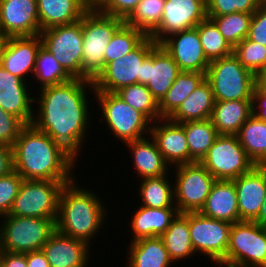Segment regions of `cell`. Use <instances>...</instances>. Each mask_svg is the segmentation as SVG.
I'll list each match as a JSON object with an SVG mask.
<instances>
[{
    "label": "cell",
    "mask_w": 266,
    "mask_h": 267,
    "mask_svg": "<svg viewBox=\"0 0 266 267\" xmlns=\"http://www.w3.org/2000/svg\"><path fill=\"white\" fill-rule=\"evenodd\" d=\"M37 91L31 124L50 136L55 146L74 165L78 164V157L85 146L83 143L90 135L91 120H94L90 118L94 109L89 107L95 106H92L95 100L89 98L91 93L93 97L95 93L93 81L72 78L58 85L38 87Z\"/></svg>",
    "instance_id": "1"
},
{
    "label": "cell",
    "mask_w": 266,
    "mask_h": 267,
    "mask_svg": "<svg viewBox=\"0 0 266 267\" xmlns=\"http://www.w3.org/2000/svg\"><path fill=\"white\" fill-rule=\"evenodd\" d=\"M13 168L26 180L73 181L74 165L45 132L26 125L12 146ZM75 167V168H74Z\"/></svg>",
    "instance_id": "2"
},
{
    "label": "cell",
    "mask_w": 266,
    "mask_h": 267,
    "mask_svg": "<svg viewBox=\"0 0 266 267\" xmlns=\"http://www.w3.org/2000/svg\"><path fill=\"white\" fill-rule=\"evenodd\" d=\"M76 179L61 190L55 222L56 230L93 246L92 240H96L100 232L105 229L110 214L99 193L90 188H83Z\"/></svg>",
    "instance_id": "3"
},
{
    "label": "cell",
    "mask_w": 266,
    "mask_h": 267,
    "mask_svg": "<svg viewBox=\"0 0 266 267\" xmlns=\"http://www.w3.org/2000/svg\"><path fill=\"white\" fill-rule=\"evenodd\" d=\"M124 19L88 10L82 16V79L94 81L105 68L104 53Z\"/></svg>",
    "instance_id": "4"
},
{
    "label": "cell",
    "mask_w": 266,
    "mask_h": 267,
    "mask_svg": "<svg viewBox=\"0 0 266 267\" xmlns=\"http://www.w3.org/2000/svg\"><path fill=\"white\" fill-rule=\"evenodd\" d=\"M97 114L102 117L103 126L114 139L123 144L148 136L152 122L141 112L124 102L116 93L95 92ZM99 107V110H98ZM148 133V134H147Z\"/></svg>",
    "instance_id": "5"
},
{
    "label": "cell",
    "mask_w": 266,
    "mask_h": 267,
    "mask_svg": "<svg viewBox=\"0 0 266 267\" xmlns=\"http://www.w3.org/2000/svg\"><path fill=\"white\" fill-rule=\"evenodd\" d=\"M56 219L9 214L0 218L1 251L25 254L41 250L56 230Z\"/></svg>",
    "instance_id": "6"
},
{
    "label": "cell",
    "mask_w": 266,
    "mask_h": 267,
    "mask_svg": "<svg viewBox=\"0 0 266 267\" xmlns=\"http://www.w3.org/2000/svg\"><path fill=\"white\" fill-rule=\"evenodd\" d=\"M215 101L252 100L255 75L232 54L210 61L206 72Z\"/></svg>",
    "instance_id": "7"
},
{
    "label": "cell",
    "mask_w": 266,
    "mask_h": 267,
    "mask_svg": "<svg viewBox=\"0 0 266 267\" xmlns=\"http://www.w3.org/2000/svg\"><path fill=\"white\" fill-rule=\"evenodd\" d=\"M70 182L23 179L9 215L57 218L61 190Z\"/></svg>",
    "instance_id": "8"
},
{
    "label": "cell",
    "mask_w": 266,
    "mask_h": 267,
    "mask_svg": "<svg viewBox=\"0 0 266 267\" xmlns=\"http://www.w3.org/2000/svg\"><path fill=\"white\" fill-rule=\"evenodd\" d=\"M226 267H266V227L253 221L233 223Z\"/></svg>",
    "instance_id": "9"
},
{
    "label": "cell",
    "mask_w": 266,
    "mask_h": 267,
    "mask_svg": "<svg viewBox=\"0 0 266 267\" xmlns=\"http://www.w3.org/2000/svg\"><path fill=\"white\" fill-rule=\"evenodd\" d=\"M231 223L207 217L200 212H188V226L192 247L197 255H204L215 267H226Z\"/></svg>",
    "instance_id": "10"
},
{
    "label": "cell",
    "mask_w": 266,
    "mask_h": 267,
    "mask_svg": "<svg viewBox=\"0 0 266 267\" xmlns=\"http://www.w3.org/2000/svg\"><path fill=\"white\" fill-rule=\"evenodd\" d=\"M174 178V202L179 213L199 212L204 206L215 178L200 163L171 167ZM176 169V170H175Z\"/></svg>",
    "instance_id": "11"
},
{
    "label": "cell",
    "mask_w": 266,
    "mask_h": 267,
    "mask_svg": "<svg viewBox=\"0 0 266 267\" xmlns=\"http://www.w3.org/2000/svg\"><path fill=\"white\" fill-rule=\"evenodd\" d=\"M42 47L56 57L72 77L82 79V18L74 23L55 26L40 32Z\"/></svg>",
    "instance_id": "12"
},
{
    "label": "cell",
    "mask_w": 266,
    "mask_h": 267,
    "mask_svg": "<svg viewBox=\"0 0 266 267\" xmlns=\"http://www.w3.org/2000/svg\"><path fill=\"white\" fill-rule=\"evenodd\" d=\"M200 163L216 180L226 181L235 180L255 166L237 135H219Z\"/></svg>",
    "instance_id": "13"
},
{
    "label": "cell",
    "mask_w": 266,
    "mask_h": 267,
    "mask_svg": "<svg viewBox=\"0 0 266 267\" xmlns=\"http://www.w3.org/2000/svg\"><path fill=\"white\" fill-rule=\"evenodd\" d=\"M157 43L147 36L134 50L109 62L93 81L95 92L116 93L132 84H141L142 62Z\"/></svg>",
    "instance_id": "14"
},
{
    "label": "cell",
    "mask_w": 266,
    "mask_h": 267,
    "mask_svg": "<svg viewBox=\"0 0 266 267\" xmlns=\"http://www.w3.org/2000/svg\"><path fill=\"white\" fill-rule=\"evenodd\" d=\"M206 17V0H166L161 23L150 37L160 44L171 34L196 27Z\"/></svg>",
    "instance_id": "15"
},
{
    "label": "cell",
    "mask_w": 266,
    "mask_h": 267,
    "mask_svg": "<svg viewBox=\"0 0 266 267\" xmlns=\"http://www.w3.org/2000/svg\"><path fill=\"white\" fill-rule=\"evenodd\" d=\"M160 45L174 59L180 71L207 72L210 61L204 54L196 27L171 34Z\"/></svg>",
    "instance_id": "16"
},
{
    "label": "cell",
    "mask_w": 266,
    "mask_h": 267,
    "mask_svg": "<svg viewBox=\"0 0 266 267\" xmlns=\"http://www.w3.org/2000/svg\"><path fill=\"white\" fill-rule=\"evenodd\" d=\"M37 0H0V33L3 38L40 34Z\"/></svg>",
    "instance_id": "17"
},
{
    "label": "cell",
    "mask_w": 266,
    "mask_h": 267,
    "mask_svg": "<svg viewBox=\"0 0 266 267\" xmlns=\"http://www.w3.org/2000/svg\"><path fill=\"white\" fill-rule=\"evenodd\" d=\"M42 46L40 35L4 38L0 65L24 81L32 80L38 50Z\"/></svg>",
    "instance_id": "18"
},
{
    "label": "cell",
    "mask_w": 266,
    "mask_h": 267,
    "mask_svg": "<svg viewBox=\"0 0 266 267\" xmlns=\"http://www.w3.org/2000/svg\"><path fill=\"white\" fill-rule=\"evenodd\" d=\"M180 72L176 62L170 54L157 44L142 62L141 84L159 103L173 85Z\"/></svg>",
    "instance_id": "19"
},
{
    "label": "cell",
    "mask_w": 266,
    "mask_h": 267,
    "mask_svg": "<svg viewBox=\"0 0 266 267\" xmlns=\"http://www.w3.org/2000/svg\"><path fill=\"white\" fill-rule=\"evenodd\" d=\"M31 87L0 65V108L20 118L26 125L32 123L34 116L35 102L31 95L34 90Z\"/></svg>",
    "instance_id": "20"
},
{
    "label": "cell",
    "mask_w": 266,
    "mask_h": 267,
    "mask_svg": "<svg viewBox=\"0 0 266 267\" xmlns=\"http://www.w3.org/2000/svg\"><path fill=\"white\" fill-rule=\"evenodd\" d=\"M150 136L170 167L190 164V151L184 127L168 118H161L151 124Z\"/></svg>",
    "instance_id": "21"
},
{
    "label": "cell",
    "mask_w": 266,
    "mask_h": 267,
    "mask_svg": "<svg viewBox=\"0 0 266 267\" xmlns=\"http://www.w3.org/2000/svg\"><path fill=\"white\" fill-rule=\"evenodd\" d=\"M233 181L240 221H253L266 199V166L255 165Z\"/></svg>",
    "instance_id": "22"
},
{
    "label": "cell",
    "mask_w": 266,
    "mask_h": 267,
    "mask_svg": "<svg viewBox=\"0 0 266 267\" xmlns=\"http://www.w3.org/2000/svg\"><path fill=\"white\" fill-rule=\"evenodd\" d=\"M91 247L87 242L55 230L42 247L50 267H88ZM90 249V250H89Z\"/></svg>",
    "instance_id": "23"
},
{
    "label": "cell",
    "mask_w": 266,
    "mask_h": 267,
    "mask_svg": "<svg viewBox=\"0 0 266 267\" xmlns=\"http://www.w3.org/2000/svg\"><path fill=\"white\" fill-rule=\"evenodd\" d=\"M124 146H127L129 155H132V167L135 168L133 174L135 173L137 177L140 176L139 180L171 173L172 168L165 161L150 134L141 139L127 142Z\"/></svg>",
    "instance_id": "24"
},
{
    "label": "cell",
    "mask_w": 266,
    "mask_h": 267,
    "mask_svg": "<svg viewBox=\"0 0 266 267\" xmlns=\"http://www.w3.org/2000/svg\"><path fill=\"white\" fill-rule=\"evenodd\" d=\"M179 214L177 207L150 208L137 206L130 219L131 241L149 237H160Z\"/></svg>",
    "instance_id": "25"
},
{
    "label": "cell",
    "mask_w": 266,
    "mask_h": 267,
    "mask_svg": "<svg viewBox=\"0 0 266 267\" xmlns=\"http://www.w3.org/2000/svg\"><path fill=\"white\" fill-rule=\"evenodd\" d=\"M199 212L207 217L231 224L240 222L234 181L215 180Z\"/></svg>",
    "instance_id": "26"
},
{
    "label": "cell",
    "mask_w": 266,
    "mask_h": 267,
    "mask_svg": "<svg viewBox=\"0 0 266 267\" xmlns=\"http://www.w3.org/2000/svg\"><path fill=\"white\" fill-rule=\"evenodd\" d=\"M40 31L79 21L88 11L81 0H37Z\"/></svg>",
    "instance_id": "27"
},
{
    "label": "cell",
    "mask_w": 266,
    "mask_h": 267,
    "mask_svg": "<svg viewBox=\"0 0 266 267\" xmlns=\"http://www.w3.org/2000/svg\"><path fill=\"white\" fill-rule=\"evenodd\" d=\"M125 267H170L174 266L161 237H149L129 242Z\"/></svg>",
    "instance_id": "28"
},
{
    "label": "cell",
    "mask_w": 266,
    "mask_h": 267,
    "mask_svg": "<svg viewBox=\"0 0 266 267\" xmlns=\"http://www.w3.org/2000/svg\"><path fill=\"white\" fill-rule=\"evenodd\" d=\"M251 115L252 100H228L215 102L210 119L219 135H237Z\"/></svg>",
    "instance_id": "29"
},
{
    "label": "cell",
    "mask_w": 266,
    "mask_h": 267,
    "mask_svg": "<svg viewBox=\"0 0 266 267\" xmlns=\"http://www.w3.org/2000/svg\"><path fill=\"white\" fill-rule=\"evenodd\" d=\"M215 102L212 87L205 79L168 119L180 124L210 119Z\"/></svg>",
    "instance_id": "30"
},
{
    "label": "cell",
    "mask_w": 266,
    "mask_h": 267,
    "mask_svg": "<svg viewBox=\"0 0 266 267\" xmlns=\"http://www.w3.org/2000/svg\"><path fill=\"white\" fill-rule=\"evenodd\" d=\"M174 265L197 256L192 247L188 226V212L179 213L169 228L160 236Z\"/></svg>",
    "instance_id": "31"
},
{
    "label": "cell",
    "mask_w": 266,
    "mask_h": 267,
    "mask_svg": "<svg viewBox=\"0 0 266 267\" xmlns=\"http://www.w3.org/2000/svg\"><path fill=\"white\" fill-rule=\"evenodd\" d=\"M206 79V73L180 71L173 85L159 102L161 118H168Z\"/></svg>",
    "instance_id": "32"
},
{
    "label": "cell",
    "mask_w": 266,
    "mask_h": 267,
    "mask_svg": "<svg viewBox=\"0 0 266 267\" xmlns=\"http://www.w3.org/2000/svg\"><path fill=\"white\" fill-rule=\"evenodd\" d=\"M171 176L172 174L169 173L159 177L141 179L137 183L140 185L137 189V195L141 198L139 204L150 208L176 207L174 202V178Z\"/></svg>",
    "instance_id": "33"
},
{
    "label": "cell",
    "mask_w": 266,
    "mask_h": 267,
    "mask_svg": "<svg viewBox=\"0 0 266 267\" xmlns=\"http://www.w3.org/2000/svg\"><path fill=\"white\" fill-rule=\"evenodd\" d=\"M237 137L249 159L257 166H266V121L251 115Z\"/></svg>",
    "instance_id": "34"
},
{
    "label": "cell",
    "mask_w": 266,
    "mask_h": 267,
    "mask_svg": "<svg viewBox=\"0 0 266 267\" xmlns=\"http://www.w3.org/2000/svg\"><path fill=\"white\" fill-rule=\"evenodd\" d=\"M190 151V163L200 162L219 136L211 119L188 121L181 124Z\"/></svg>",
    "instance_id": "35"
},
{
    "label": "cell",
    "mask_w": 266,
    "mask_h": 267,
    "mask_svg": "<svg viewBox=\"0 0 266 267\" xmlns=\"http://www.w3.org/2000/svg\"><path fill=\"white\" fill-rule=\"evenodd\" d=\"M33 81L36 83L32 84L35 90V86L40 88L58 85L65 83L72 79V77L63 69L58 59L49 53L42 46L38 50L36 57V67L33 74Z\"/></svg>",
    "instance_id": "36"
},
{
    "label": "cell",
    "mask_w": 266,
    "mask_h": 267,
    "mask_svg": "<svg viewBox=\"0 0 266 267\" xmlns=\"http://www.w3.org/2000/svg\"><path fill=\"white\" fill-rule=\"evenodd\" d=\"M165 3L166 0H141L124 20L125 24L150 36L161 23Z\"/></svg>",
    "instance_id": "37"
},
{
    "label": "cell",
    "mask_w": 266,
    "mask_h": 267,
    "mask_svg": "<svg viewBox=\"0 0 266 267\" xmlns=\"http://www.w3.org/2000/svg\"><path fill=\"white\" fill-rule=\"evenodd\" d=\"M116 94L132 108L143 113L152 123L161 119L159 103L146 85L132 84L121 88Z\"/></svg>",
    "instance_id": "38"
},
{
    "label": "cell",
    "mask_w": 266,
    "mask_h": 267,
    "mask_svg": "<svg viewBox=\"0 0 266 267\" xmlns=\"http://www.w3.org/2000/svg\"><path fill=\"white\" fill-rule=\"evenodd\" d=\"M201 45L209 61L227 57L233 54L232 46L225 40L216 24L208 17L197 26Z\"/></svg>",
    "instance_id": "39"
},
{
    "label": "cell",
    "mask_w": 266,
    "mask_h": 267,
    "mask_svg": "<svg viewBox=\"0 0 266 267\" xmlns=\"http://www.w3.org/2000/svg\"><path fill=\"white\" fill-rule=\"evenodd\" d=\"M253 13L235 12L222 16H207L217 26L225 40L234 48L247 38Z\"/></svg>",
    "instance_id": "40"
},
{
    "label": "cell",
    "mask_w": 266,
    "mask_h": 267,
    "mask_svg": "<svg viewBox=\"0 0 266 267\" xmlns=\"http://www.w3.org/2000/svg\"><path fill=\"white\" fill-rule=\"evenodd\" d=\"M147 36L137 28L123 24L113 35L104 53L105 66L134 50Z\"/></svg>",
    "instance_id": "41"
},
{
    "label": "cell",
    "mask_w": 266,
    "mask_h": 267,
    "mask_svg": "<svg viewBox=\"0 0 266 267\" xmlns=\"http://www.w3.org/2000/svg\"><path fill=\"white\" fill-rule=\"evenodd\" d=\"M233 55L255 76L266 67V47L247 38L233 48Z\"/></svg>",
    "instance_id": "42"
},
{
    "label": "cell",
    "mask_w": 266,
    "mask_h": 267,
    "mask_svg": "<svg viewBox=\"0 0 266 267\" xmlns=\"http://www.w3.org/2000/svg\"><path fill=\"white\" fill-rule=\"evenodd\" d=\"M264 0H206L207 16H222L235 12L254 13Z\"/></svg>",
    "instance_id": "43"
},
{
    "label": "cell",
    "mask_w": 266,
    "mask_h": 267,
    "mask_svg": "<svg viewBox=\"0 0 266 267\" xmlns=\"http://www.w3.org/2000/svg\"><path fill=\"white\" fill-rule=\"evenodd\" d=\"M23 178L16 172L0 177V218L9 214Z\"/></svg>",
    "instance_id": "44"
},
{
    "label": "cell",
    "mask_w": 266,
    "mask_h": 267,
    "mask_svg": "<svg viewBox=\"0 0 266 267\" xmlns=\"http://www.w3.org/2000/svg\"><path fill=\"white\" fill-rule=\"evenodd\" d=\"M25 126L20 118L0 108V144L12 147Z\"/></svg>",
    "instance_id": "45"
},
{
    "label": "cell",
    "mask_w": 266,
    "mask_h": 267,
    "mask_svg": "<svg viewBox=\"0 0 266 267\" xmlns=\"http://www.w3.org/2000/svg\"><path fill=\"white\" fill-rule=\"evenodd\" d=\"M247 39L266 47V0L252 15Z\"/></svg>",
    "instance_id": "46"
},
{
    "label": "cell",
    "mask_w": 266,
    "mask_h": 267,
    "mask_svg": "<svg viewBox=\"0 0 266 267\" xmlns=\"http://www.w3.org/2000/svg\"><path fill=\"white\" fill-rule=\"evenodd\" d=\"M141 0H108L98 11L122 19H126Z\"/></svg>",
    "instance_id": "47"
},
{
    "label": "cell",
    "mask_w": 266,
    "mask_h": 267,
    "mask_svg": "<svg viewBox=\"0 0 266 267\" xmlns=\"http://www.w3.org/2000/svg\"><path fill=\"white\" fill-rule=\"evenodd\" d=\"M252 115L261 121H266V93L256 86L252 93Z\"/></svg>",
    "instance_id": "48"
},
{
    "label": "cell",
    "mask_w": 266,
    "mask_h": 267,
    "mask_svg": "<svg viewBox=\"0 0 266 267\" xmlns=\"http://www.w3.org/2000/svg\"><path fill=\"white\" fill-rule=\"evenodd\" d=\"M14 171L12 147L0 144V177L6 176Z\"/></svg>",
    "instance_id": "49"
},
{
    "label": "cell",
    "mask_w": 266,
    "mask_h": 267,
    "mask_svg": "<svg viewBox=\"0 0 266 267\" xmlns=\"http://www.w3.org/2000/svg\"><path fill=\"white\" fill-rule=\"evenodd\" d=\"M0 267H27L26 253L0 252Z\"/></svg>",
    "instance_id": "50"
},
{
    "label": "cell",
    "mask_w": 266,
    "mask_h": 267,
    "mask_svg": "<svg viewBox=\"0 0 266 267\" xmlns=\"http://www.w3.org/2000/svg\"><path fill=\"white\" fill-rule=\"evenodd\" d=\"M26 261L27 267H50L42 249L26 253Z\"/></svg>",
    "instance_id": "51"
},
{
    "label": "cell",
    "mask_w": 266,
    "mask_h": 267,
    "mask_svg": "<svg viewBox=\"0 0 266 267\" xmlns=\"http://www.w3.org/2000/svg\"><path fill=\"white\" fill-rule=\"evenodd\" d=\"M108 0H81L87 10H99Z\"/></svg>",
    "instance_id": "52"
},
{
    "label": "cell",
    "mask_w": 266,
    "mask_h": 267,
    "mask_svg": "<svg viewBox=\"0 0 266 267\" xmlns=\"http://www.w3.org/2000/svg\"><path fill=\"white\" fill-rule=\"evenodd\" d=\"M255 81L256 87L266 93V67L255 76Z\"/></svg>",
    "instance_id": "53"
},
{
    "label": "cell",
    "mask_w": 266,
    "mask_h": 267,
    "mask_svg": "<svg viewBox=\"0 0 266 267\" xmlns=\"http://www.w3.org/2000/svg\"><path fill=\"white\" fill-rule=\"evenodd\" d=\"M253 222L259 224L262 227H266V199L261 206L258 216L253 220Z\"/></svg>",
    "instance_id": "54"
},
{
    "label": "cell",
    "mask_w": 266,
    "mask_h": 267,
    "mask_svg": "<svg viewBox=\"0 0 266 267\" xmlns=\"http://www.w3.org/2000/svg\"><path fill=\"white\" fill-rule=\"evenodd\" d=\"M3 45H4V38H0V62H1V54H2Z\"/></svg>",
    "instance_id": "55"
}]
</instances>
